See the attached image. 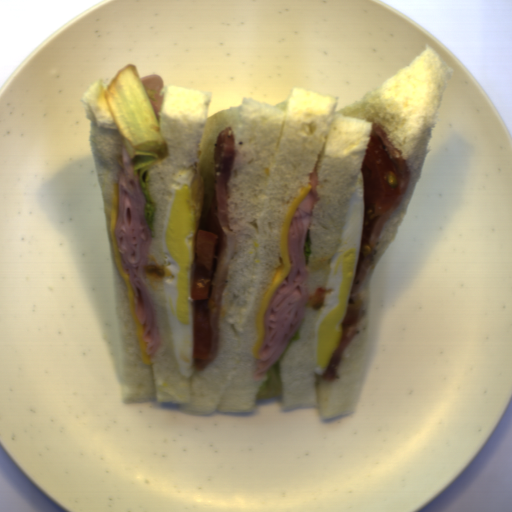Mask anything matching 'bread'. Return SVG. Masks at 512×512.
I'll return each instance as SVG.
<instances>
[{
    "mask_svg": "<svg viewBox=\"0 0 512 512\" xmlns=\"http://www.w3.org/2000/svg\"><path fill=\"white\" fill-rule=\"evenodd\" d=\"M453 67L425 46L405 67L360 99L335 111L338 97L294 88L277 105L242 99L209 117L213 92L163 87L157 120L168 156L150 166L147 187L155 206L144 282L161 343L150 363L143 360L127 287L115 260L110 214L114 185L120 186L125 142L106 99L102 81L82 96L89 121L92 161L103 202L115 307L119 328L120 391L123 402L177 404L187 413L251 412L267 371L255 379L259 338L257 318L264 294L280 261L282 222L290 204L316 168L317 198L308 227L310 253L304 287L307 298L326 290L331 259L362 171L372 127L378 125L407 163L405 194L385 221L358 296L354 338L324 380L315 371V331L319 309L305 306L290 344L279 361L281 403L285 411L317 408L322 419L355 412L367 359L373 273L402 227L420 180L434 124L440 114ZM232 127L236 151L227 182L228 220L235 251L222 295L218 353L204 369L184 378L178 368L163 296L161 238L169 186L176 171L196 170L204 191L198 229H202L215 188L214 149L222 130ZM307 230V232H308Z\"/></svg>",
    "mask_w": 512,
    "mask_h": 512,
    "instance_id": "1",
    "label": "bread"
}]
</instances>
